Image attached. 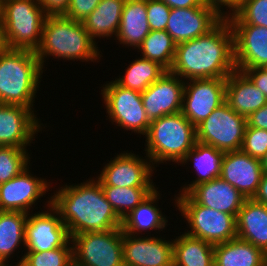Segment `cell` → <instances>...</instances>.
Segmentation results:
<instances>
[{
	"mask_svg": "<svg viewBox=\"0 0 267 266\" xmlns=\"http://www.w3.org/2000/svg\"><path fill=\"white\" fill-rule=\"evenodd\" d=\"M235 70L233 32L223 17L206 34L177 44L169 71L187 81L227 78Z\"/></svg>",
	"mask_w": 267,
	"mask_h": 266,
	"instance_id": "6da1fadb",
	"label": "cell"
},
{
	"mask_svg": "<svg viewBox=\"0 0 267 266\" xmlns=\"http://www.w3.org/2000/svg\"><path fill=\"white\" fill-rule=\"evenodd\" d=\"M204 3L213 8L220 16L228 17L240 7L242 0H204ZM222 6H227L226 8H228L230 11L228 10L226 12L223 11V9L221 10V8H223Z\"/></svg>",
	"mask_w": 267,
	"mask_h": 266,
	"instance_id": "60d3db41",
	"label": "cell"
},
{
	"mask_svg": "<svg viewBox=\"0 0 267 266\" xmlns=\"http://www.w3.org/2000/svg\"><path fill=\"white\" fill-rule=\"evenodd\" d=\"M146 0H126L118 33L114 38L120 44L137 49L150 33Z\"/></svg>",
	"mask_w": 267,
	"mask_h": 266,
	"instance_id": "cb8c5ba5",
	"label": "cell"
},
{
	"mask_svg": "<svg viewBox=\"0 0 267 266\" xmlns=\"http://www.w3.org/2000/svg\"><path fill=\"white\" fill-rule=\"evenodd\" d=\"M236 70L243 72L267 98V67Z\"/></svg>",
	"mask_w": 267,
	"mask_h": 266,
	"instance_id": "ab89813d",
	"label": "cell"
},
{
	"mask_svg": "<svg viewBox=\"0 0 267 266\" xmlns=\"http://www.w3.org/2000/svg\"><path fill=\"white\" fill-rule=\"evenodd\" d=\"M262 176L261 160L242 150L224 153L220 177L233 185L246 199L253 198Z\"/></svg>",
	"mask_w": 267,
	"mask_h": 266,
	"instance_id": "ffe728a7",
	"label": "cell"
},
{
	"mask_svg": "<svg viewBox=\"0 0 267 266\" xmlns=\"http://www.w3.org/2000/svg\"><path fill=\"white\" fill-rule=\"evenodd\" d=\"M176 43L166 30H151L137 48L142 58L155 61L169 71L176 53Z\"/></svg>",
	"mask_w": 267,
	"mask_h": 266,
	"instance_id": "1f68e13d",
	"label": "cell"
},
{
	"mask_svg": "<svg viewBox=\"0 0 267 266\" xmlns=\"http://www.w3.org/2000/svg\"><path fill=\"white\" fill-rule=\"evenodd\" d=\"M175 199V206L190 226L187 235L213 245L237 238L236 216L196 204L187 194H177Z\"/></svg>",
	"mask_w": 267,
	"mask_h": 266,
	"instance_id": "52a82bcc",
	"label": "cell"
},
{
	"mask_svg": "<svg viewBox=\"0 0 267 266\" xmlns=\"http://www.w3.org/2000/svg\"><path fill=\"white\" fill-rule=\"evenodd\" d=\"M261 164H262L263 173H264V174H267V153H266L265 156L262 158V160H261Z\"/></svg>",
	"mask_w": 267,
	"mask_h": 266,
	"instance_id": "7dc6e473",
	"label": "cell"
},
{
	"mask_svg": "<svg viewBox=\"0 0 267 266\" xmlns=\"http://www.w3.org/2000/svg\"><path fill=\"white\" fill-rule=\"evenodd\" d=\"M7 49L36 51L47 15L38 0H1Z\"/></svg>",
	"mask_w": 267,
	"mask_h": 266,
	"instance_id": "8992f818",
	"label": "cell"
},
{
	"mask_svg": "<svg viewBox=\"0 0 267 266\" xmlns=\"http://www.w3.org/2000/svg\"><path fill=\"white\" fill-rule=\"evenodd\" d=\"M226 102L239 115L247 118L267 103L265 95L241 71L226 79Z\"/></svg>",
	"mask_w": 267,
	"mask_h": 266,
	"instance_id": "7402d4cb",
	"label": "cell"
},
{
	"mask_svg": "<svg viewBox=\"0 0 267 266\" xmlns=\"http://www.w3.org/2000/svg\"><path fill=\"white\" fill-rule=\"evenodd\" d=\"M237 238L267 254V205L246 199L236 217Z\"/></svg>",
	"mask_w": 267,
	"mask_h": 266,
	"instance_id": "603a6c76",
	"label": "cell"
},
{
	"mask_svg": "<svg viewBox=\"0 0 267 266\" xmlns=\"http://www.w3.org/2000/svg\"><path fill=\"white\" fill-rule=\"evenodd\" d=\"M233 32L236 69L267 67V28L251 24H230Z\"/></svg>",
	"mask_w": 267,
	"mask_h": 266,
	"instance_id": "d6986e66",
	"label": "cell"
},
{
	"mask_svg": "<svg viewBox=\"0 0 267 266\" xmlns=\"http://www.w3.org/2000/svg\"><path fill=\"white\" fill-rule=\"evenodd\" d=\"M27 216L24 212L0 211V265L8 264L18 246L25 247Z\"/></svg>",
	"mask_w": 267,
	"mask_h": 266,
	"instance_id": "f546056e",
	"label": "cell"
},
{
	"mask_svg": "<svg viewBox=\"0 0 267 266\" xmlns=\"http://www.w3.org/2000/svg\"><path fill=\"white\" fill-rule=\"evenodd\" d=\"M42 66L34 51L6 49L0 52V103L34 109L42 78ZM40 80V81H39Z\"/></svg>",
	"mask_w": 267,
	"mask_h": 266,
	"instance_id": "277c9868",
	"label": "cell"
},
{
	"mask_svg": "<svg viewBox=\"0 0 267 266\" xmlns=\"http://www.w3.org/2000/svg\"><path fill=\"white\" fill-rule=\"evenodd\" d=\"M101 187L107 201L121 220L156 189L155 187Z\"/></svg>",
	"mask_w": 267,
	"mask_h": 266,
	"instance_id": "d6a6232c",
	"label": "cell"
},
{
	"mask_svg": "<svg viewBox=\"0 0 267 266\" xmlns=\"http://www.w3.org/2000/svg\"><path fill=\"white\" fill-rule=\"evenodd\" d=\"M254 201L267 205V174L263 173L257 191L252 198Z\"/></svg>",
	"mask_w": 267,
	"mask_h": 266,
	"instance_id": "f6af8a7d",
	"label": "cell"
},
{
	"mask_svg": "<svg viewBox=\"0 0 267 266\" xmlns=\"http://www.w3.org/2000/svg\"><path fill=\"white\" fill-rule=\"evenodd\" d=\"M46 15H63L70 0H38Z\"/></svg>",
	"mask_w": 267,
	"mask_h": 266,
	"instance_id": "b9f144b4",
	"label": "cell"
},
{
	"mask_svg": "<svg viewBox=\"0 0 267 266\" xmlns=\"http://www.w3.org/2000/svg\"><path fill=\"white\" fill-rule=\"evenodd\" d=\"M48 199L47 211L28 213L24 233L26 251L53 250L71 239L59 212L51 205V198Z\"/></svg>",
	"mask_w": 267,
	"mask_h": 266,
	"instance_id": "7c38bea8",
	"label": "cell"
},
{
	"mask_svg": "<svg viewBox=\"0 0 267 266\" xmlns=\"http://www.w3.org/2000/svg\"><path fill=\"white\" fill-rule=\"evenodd\" d=\"M36 116L29 108L0 103V146H31L35 134L43 129Z\"/></svg>",
	"mask_w": 267,
	"mask_h": 266,
	"instance_id": "e0dca14e",
	"label": "cell"
},
{
	"mask_svg": "<svg viewBox=\"0 0 267 266\" xmlns=\"http://www.w3.org/2000/svg\"><path fill=\"white\" fill-rule=\"evenodd\" d=\"M267 254L253 244L235 238L214 245V266H266Z\"/></svg>",
	"mask_w": 267,
	"mask_h": 266,
	"instance_id": "4316f807",
	"label": "cell"
},
{
	"mask_svg": "<svg viewBox=\"0 0 267 266\" xmlns=\"http://www.w3.org/2000/svg\"><path fill=\"white\" fill-rule=\"evenodd\" d=\"M223 155L224 152L213 146L196 142L194 147L189 150L186 156L181 160L180 164L185 165L189 161L191 163L193 162V167L198 177L190 182L191 184H185L182 189H180L181 191H179V194H187L196 185L220 177Z\"/></svg>",
	"mask_w": 267,
	"mask_h": 266,
	"instance_id": "484cf974",
	"label": "cell"
},
{
	"mask_svg": "<svg viewBox=\"0 0 267 266\" xmlns=\"http://www.w3.org/2000/svg\"><path fill=\"white\" fill-rule=\"evenodd\" d=\"M101 87L103 103L111 122H115L120 129L145 135L151 121L144 110L141 92L124 88L114 80Z\"/></svg>",
	"mask_w": 267,
	"mask_h": 266,
	"instance_id": "30bf717a",
	"label": "cell"
},
{
	"mask_svg": "<svg viewBox=\"0 0 267 266\" xmlns=\"http://www.w3.org/2000/svg\"><path fill=\"white\" fill-rule=\"evenodd\" d=\"M101 0H70L66 12L63 14L74 21L83 22L98 6Z\"/></svg>",
	"mask_w": 267,
	"mask_h": 266,
	"instance_id": "f35d334b",
	"label": "cell"
},
{
	"mask_svg": "<svg viewBox=\"0 0 267 266\" xmlns=\"http://www.w3.org/2000/svg\"><path fill=\"white\" fill-rule=\"evenodd\" d=\"M26 150L13 146H0V184L19 175L30 165V155Z\"/></svg>",
	"mask_w": 267,
	"mask_h": 266,
	"instance_id": "e575fe53",
	"label": "cell"
},
{
	"mask_svg": "<svg viewBox=\"0 0 267 266\" xmlns=\"http://www.w3.org/2000/svg\"><path fill=\"white\" fill-rule=\"evenodd\" d=\"M174 266H214V245L183 233L173 239Z\"/></svg>",
	"mask_w": 267,
	"mask_h": 266,
	"instance_id": "f1b7e54d",
	"label": "cell"
},
{
	"mask_svg": "<svg viewBox=\"0 0 267 266\" xmlns=\"http://www.w3.org/2000/svg\"><path fill=\"white\" fill-rule=\"evenodd\" d=\"M246 119L249 127L267 130V103L251 113Z\"/></svg>",
	"mask_w": 267,
	"mask_h": 266,
	"instance_id": "7bdbcfd3",
	"label": "cell"
},
{
	"mask_svg": "<svg viewBox=\"0 0 267 266\" xmlns=\"http://www.w3.org/2000/svg\"><path fill=\"white\" fill-rule=\"evenodd\" d=\"M122 250L124 266H174L172 239L123 232Z\"/></svg>",
	"mask_w": 267,
	"mask_h": 266,
	"instance_id": "9a60e30c",
	"label": "cell"
},
{
	"mask_svg": "<svg viewBox=\"0 0 267 266\" xmlns=\"http://www.w3.org/2000/svg\"><path fill=\"white\" fill-rule=\"evenodd\" d=\"M247 119L225 101L196 126V140L222 152L241 150Z\"/></svg>",
	"mask_w": 267,
	"mask_h": 266,
	"instance_id": "9c48e42d",
	"label": "cell"
},
{
	"mask_svg": "<svg viewBox=\"0 0 267 266\" xmlns=\"http://www.w3.org/2000/svg\"><path fill=\"white\" fill-rule=\"evenodd\" d=\"M51 198L70 237L121 228L122 220L107 201L99 180L60 187Z\"/></svg>",
	"mask_w": 267,
	"mask_h": 266,
	"instance_id": "7a4b0ae2",
	"label": "cell"
},
{
	"mask_svg": "<svg viewBox=\"0 0 267 266\" xmlns=\"http://www.w3.org/2000/svg\"><path fill=\"white\" fill-rule=\"evenodd\" d=\"M172 8H191L204 5V0H161Z\"/></svg>",
	"mask_w": 267,
	"mask_h": 266,
	"instance_id": "ee69618b",
	"label": "cell"
},
{
	"mask_svg": "<svg viewBox=\"0 0 267 266\" xmlns=\"http://www.w3.org/2000/svg\"><path fill=\"white\" fill-rule=\"evenodd\" d=\"M185 81L167 71L141 93L142 103L150 121L181 112Z\"/></svg>",
	"mask_w": 267,
	"mask_h": 266,
	"instance_id": "5bb4252c",
	"label": "cell"
},
{
	"mask_svg": "<svg viewBox=\"0 0 267 266\" xmlns=\"http://www.w3.org/2000/svg\"><path fill=\"white\" fill-rule=\"evenodd\" d=\"M0 266H12V264H7V265H0ZM13 266H22L21 264H15V265H13Z\"/></svg>",
	"mask_w": 267,
	"mask_h": 266,
	"instance_id": "c3c4849f",
	"label": "cell"
},
{
	"mask_svg": "<svg viewBox=\"0 0 267 266\" xmlns=\"http://www.w3.org/2000/svg\"><path fill=\"white\" fill-rule=\"evenodd\" d=\"M156 188L146 199L122 219V232L131 235H140L142 231H163L168 225V220L157 207L160 193ZM155 203V204H154Z\"/></svg>",
	"mask_w": 267,
	"mask_h": 266,
	"instance_id": "d4e9b609",
	"label": "cell"
},
{
	"mask_svg": "<svg viewBox=\"0 0 267 266\" xmlns=\"http://www.w3.org/2000/svg\"><path fill=\"white\" fill-rule=\"evenodd\" d=\"M227 78L185 81L181 113L196 127L226 101Z\"/></svg>",
	"mask_w": 267,
	"mask_h": 266,
	"instance_id": "8fae6325",
	"label": "cell"
},
{
	"mask_svg": "<svg viewBox=\"0 0 267 266\" xmlns=\"http://www.w3.org/2000/svg\"><path fill=\"white\" fill-rule=\"evenodd\" d=\"M126 0H101L95 10L83 20V26L96 42L99 39L116 36L120 26Z\"/></svg>",
	"mask_w": 267,
	"mask_h": 266,
	"instance_id": "83f0119b",
	"label": "cell"
},
{
	"mask_svg": "<svg viewBox=\"0 0 267 266\" xmlns=\"http://www.w3.org/2000/svg\"><path fill=\"white\" fill-rule=\"evenodd\" d=\"M166 72L159 63L141 57L131 62L125 76H119L114 81L124 88L142 93Z\"/></svg>",
	"mask_w": 267,
	"mask_h": 266,
	"instance_id": "4dcf8cb0",
	"label": "cell"
},
{
	"mask_svg": "<svg viewBox=\"0 0 267 266\" xmlns=\"http://www.w3.org/2000/svg\"><path fill=\"white\" fill-rule=\"evenodd\" d=\"M146 158V159H145ZM139 157L134 152L124 151L111 158L98 175L101 186L115 187H156L151 179L153 167L151 160ZM113 159V160H112Z\"/></svg>",
	"mask_w": 267,
	"mask_h": 266,
	"instance_id": "4fadbf2b",
	"label": "cell"
},
{
	"mask_svg": "<svg viewBox=\"0 0 267 266\" xmlns=\"http://www.w3.org/2000/svg\"><path fill=\"white\" fill-rule=\"evenodd\" d=\"M71 239L60 248L45 251H26L17 264L22 266H73Z\"/></svg>",
	"mask_w": 267,
	"mask_h": 266,
	"instance_id": "836d02e7",
	"label": "cell"
},
{
	"mask_svg": "<svg viewBox=\"0 0 267 266\" xmlns=\"http://www.w3.org/2000/svg\"><path fill=\"white\" fill-rule=\"evenodd\" d=\"M222 18L206 4L191 8H172L165 30L179 44L206 34Z\"/></svg>",
	"mask_w": 267,
	"mask_h": 266,
	"instance_id": "ac0fdd59",
	"label": "cell"
},
{
	"mask_svg": "<svg viewBox=\"0 0 267 266\" xmlns=\"http://www.w3.org/2000/svg\"><path fill=\"white\" fill-rule=\"evenodd\" d=\"M73 266H124L121 228L71 237Z\"/></svg>",
	"mask_w": 267,
	"mask_h": 266,
	"instance_id": "ba28073f",
	"label": "cell"
},
{
	"mask_svg": "<svg viewBox=\"0 0 267 266\" xmlns=\"http://www.w3.org/2000/svg\"><path fill=\"white\" fill-rule=\"evenodd\" d=\"M145 136V155L153 166L166 161L179 165L197 142L196 127L181 112L152 120Z\"/></svg>",
	"mask_w": 267,
	"mask_h": 266,
	"instance_id": "5b68a950",
	"label": "cell"
},
{
	"mask_svg": "<svg viewBox=\"0 0 267 266\" xmlns=\"http://www.w3.org/2000/svg\"><path fill=\"white\" fill-rule=\"evenodd\" d=\"M187 195L199 205L237 217L246 197L221 177L193 187Z\"/></svg>",
	"mask_w": 267,
	"mask_h": 266,
	"instance_id": "44dd1931",
	"label": "cell"
},
{
	"mask_svg": "<svg viewBox=\"0 0 267 266\" xmlns=\"http://www.w3.org/2000/svg\"><path fill=\"white\" fill-rule=\"evenodd\" d=\"M97 43L91 38L82 22L64 15H47L41 35L40 45L35 51L42 68L46 57L55 56L63 60L94 62L101 54Z\"/></svg>",
	"mask_w": 267,
	"mask_h": 266,
	"instance_id": "3957f363",
	"label": "cell"
},
{
	"mask_svg": "<svg viewBox=\"0 0 267 266\" xmlns=\"http://www.w3.org/2000/svg\"><path fill=\"white\" fill-rule=\"evenodd\" d=\"M226 18L229 24H251L267 28V0H242L240 7Z\"/></svg>",
	"mask_w": 267,
	"mask_h": 266,
	"instance_id": "d590c367",
	"label": "cell"
},
{
	"mask_svg": "<svg viewBox=\"0 0 267 266\" xmlns=\"http://www.w3.org/2000/svg\"><path fill=\"white\" fill-rule=\"evenodd\" d=\"M241 150L262 160L267 153V130L246 126Z\"/></svg>",
	"mask_w": 267,
	"mask_h": 266,
	"instance_id": "8d00e7d4",
	"label": "cell"
},
{
	"mask_svg": "<svg viewBox=\"0 0 267 266\" xmlns=\"http://www.w3.org/2000/svg\"><path fill=\"white\" fill-rule=\"evenodd\" d=\"M33 176L29 166L11 180L0 184V211L30 213L32 205L48 192L50 181Z\"/></svg>",
	"mask_w": 267,
	"mask_h": 266,
	"instance_id": "2e32d148",
	"label": "cell"
},
{
	"mask_svg": "<svg viewBox=\"0 0 267 266\" xmlns=\"http://www.w3.org/2000/svg\"><path fill=\"white\" fill-rule=\"evenodd\" d=\"M150 30H165L171 8L161 0H146Z\"/></svg>",
	"mask_w": 267,
	"mask_h": 266,
	"instance_id": "74e56055",
	"label": "cell"
},
{
	"mask_svg": "<svg viewBox=\"0 0 267 266\" xmlns=\"http://www.w3.org/2000/svg\"><path fill=\"white\" fill-rule=\"evenodd\" d=\"M7 49V45L4 38V28H3V21L0 14V52Z\"/></svg>",
	"mask_w": 267,
	"mask_h": 266,
	"instance_id": "bcb514c9",
	"label": "cell"
}]
</instances>
